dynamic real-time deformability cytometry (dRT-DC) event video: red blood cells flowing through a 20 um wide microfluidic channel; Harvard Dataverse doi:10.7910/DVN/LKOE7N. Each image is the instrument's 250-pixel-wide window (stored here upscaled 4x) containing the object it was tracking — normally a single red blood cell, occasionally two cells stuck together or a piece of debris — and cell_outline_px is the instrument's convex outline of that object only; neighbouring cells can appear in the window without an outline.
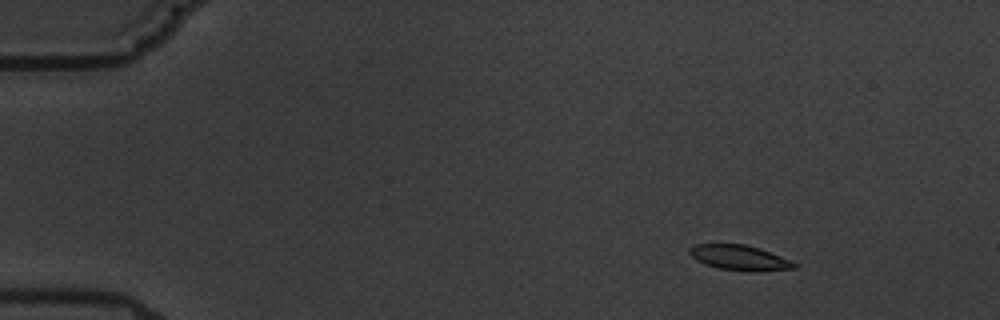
{"species": "common noctule bat (a hibernating species)", "species_latin": "Nyctalus noctula", "temperature_condition": "warm", "stored_images_in_passage": 5, "camera_frame_rate_fps": 3000, "um_per_image_px": 0.085, "animal": {"sex": "male", "body_mass_g": 19.5, "forearm_length_mm": 54.6}, "frame": {"image": 1, "passage_image": 2, "time_ms": 1.333, "image_size_px": [1000, 320], "cell_outline_px": [[796, 268], [760, 272], [748, 272], [720, 268], [704, 264], [696, 260], [688, 252], [688, 248], [692, 244], [744, 244], [760, 248], [780, 256], [796, 264]], "centroid_in_image_um": [62.82, 21.91], "position_along_channel_um": 22.2, "area_um2": 15.43}}